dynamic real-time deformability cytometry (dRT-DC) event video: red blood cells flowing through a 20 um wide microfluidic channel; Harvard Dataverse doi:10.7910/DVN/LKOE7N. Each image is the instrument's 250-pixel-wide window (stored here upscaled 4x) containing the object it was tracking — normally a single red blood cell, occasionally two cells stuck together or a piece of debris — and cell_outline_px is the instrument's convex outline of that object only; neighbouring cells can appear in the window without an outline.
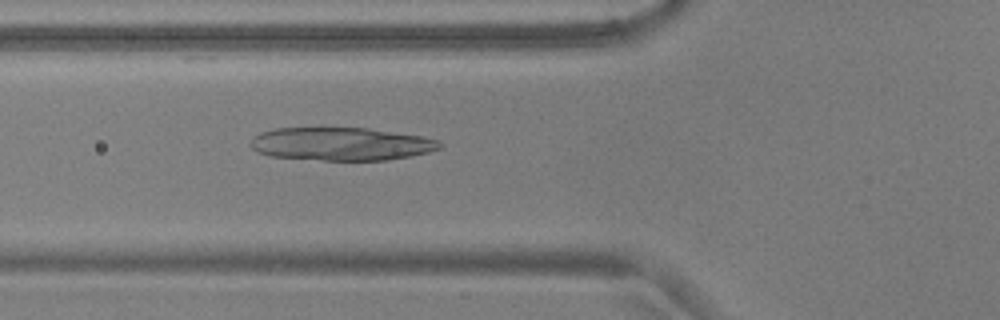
{"species": "common noctule bat (a hibernating species)", "species_latin": "Nyctalus noctula", "temperature_condition": "warm", "stored_images_in_passage": 46, "camera_frame_rate_fps": 3000, "um_per_image_px": 0.085, "animal": {"sex": "male", "body_mass_g": 17.9, "forearm_length_mm": 54.2}, "frame": {"image": 1, "passage_image": 20, "time_ms": 6.333, "image_size_px": [1000, 320], "cell_outline_px": [[444, 144], [440, 148], [428, 152], [412, 156], [388, 160], [324, 160], [272, 156], [256, 152], [252, 148], [252, 140], [260, 132], [276, 128], [368, 128], [424, 136], [440, 140]], "centroid_in_image_um": [29.07, 12.23], "position_along_channel_um": 96.7, "area_um2": 36.47}}
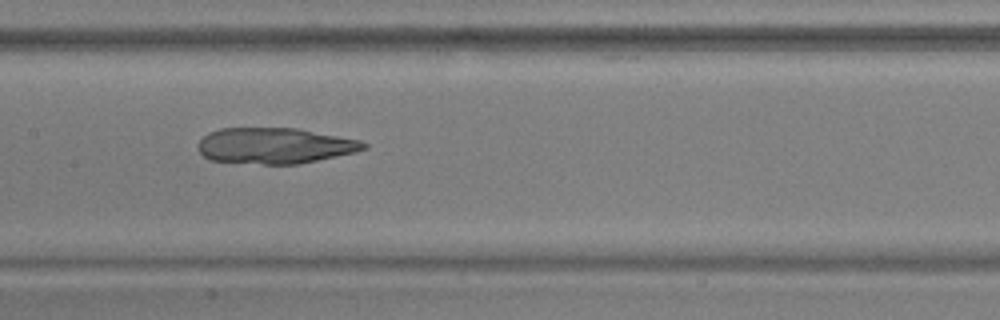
{"frame": {"image": 2, "passage_image": 27, "time_ms": 8.667, "image_size_px": [1000, 320], "cell_outline_px": [[368, 148], [356, 152], [300, 164], [264, 164], [212, 160], [204, 156], [200, 152], [200, 140], [208, 132], [220, 128], [296, 128], [360, 140], [368, 144]], "centroid_in_image_um": [23.4, 12.38], "position_along_channel_um": 184.0, "area_um2": 34.45}}
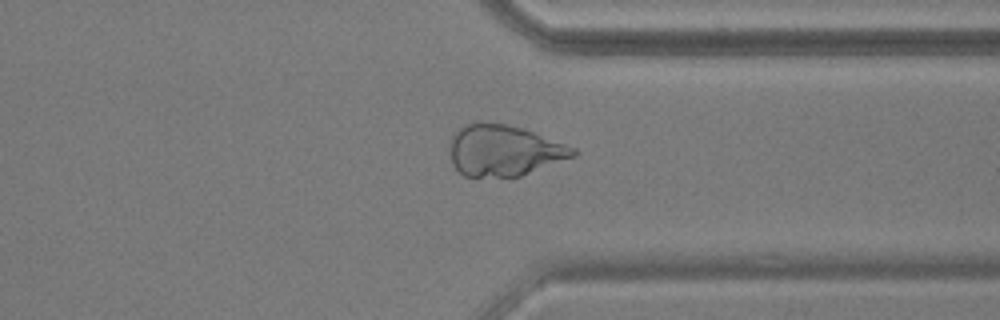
{"frame": {"image": 3, "passage_image": 42, "time_ms": 13.667, "image_size_px": [1000, 320], "cell_outline_px": [[580, 152], [576, 156], [520, 176], [464, 176], [452, 164], [448, 152], [448, 140], [460, 128], [468, 124], [480, 120], [504, 124], [520, 128], [532, 132], [576, 148]], "centroid_in_image_um": [42.8, 12.78], "position_along_channel_um": 368.6, "area_um2": 36.82}}